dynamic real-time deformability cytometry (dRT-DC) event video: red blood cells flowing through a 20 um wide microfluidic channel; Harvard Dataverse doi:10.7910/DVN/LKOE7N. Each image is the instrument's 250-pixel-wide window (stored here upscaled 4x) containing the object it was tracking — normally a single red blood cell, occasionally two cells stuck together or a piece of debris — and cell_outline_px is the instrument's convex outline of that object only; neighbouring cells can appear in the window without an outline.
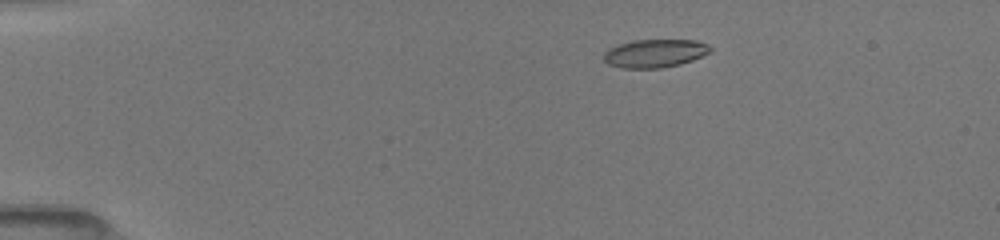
{"species": "common noctule bat (a hibernating species)", "species_latin": "Nyctalus noctula", "temperature_condition": "room temperature", "stored_images_in_passage": 8, "camera_frame_rate_fps": 3000, "um_per_image_px": 0.085, "animal": {"sex": "female", "body_mass_g": 19.5, "forearm_length_mm": 54.1}, "frame": {"image": 1, "passage_image": 4, "time_ms": 2.667, "image_size_px": [1000, 240], "cell_outline_px": [[712, 52], [692, 60], [680, 64], [660, 68], [624, 68], [608, 64], [604, 60], [604, 52], [608, 48], [632, 40], [696, 40], [708, 44], [712, 48]], "centroid_in_image_um": [55.68, 4.53], "position_along_channel_um": 29.3, "area_um2": 17.57}}
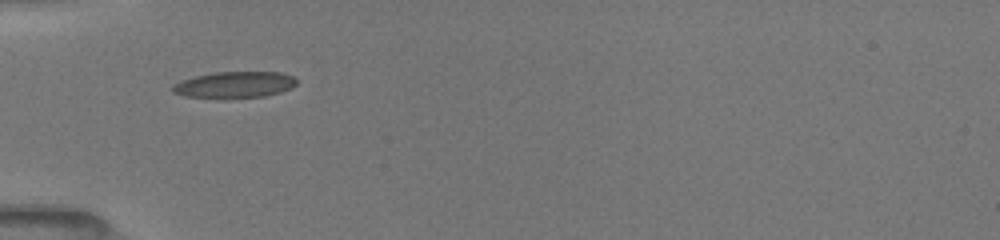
{"frame": {"image": 2, "passage_image": 7, "time_ms": 5.333, "image_size_px": [1000, 240], "cell_outline_px": [[296, 84], [292, 88], [280, 92], [264, 96], [184, 96], [172, 92], [172, 84], [180, 80], [212, 72], [280, 72], [292, 76], [296, 80]], "centroid_in_image_um": [19.94, 7.16], "position_along_channel_um": 65.1, "area_um2": 18.44}}